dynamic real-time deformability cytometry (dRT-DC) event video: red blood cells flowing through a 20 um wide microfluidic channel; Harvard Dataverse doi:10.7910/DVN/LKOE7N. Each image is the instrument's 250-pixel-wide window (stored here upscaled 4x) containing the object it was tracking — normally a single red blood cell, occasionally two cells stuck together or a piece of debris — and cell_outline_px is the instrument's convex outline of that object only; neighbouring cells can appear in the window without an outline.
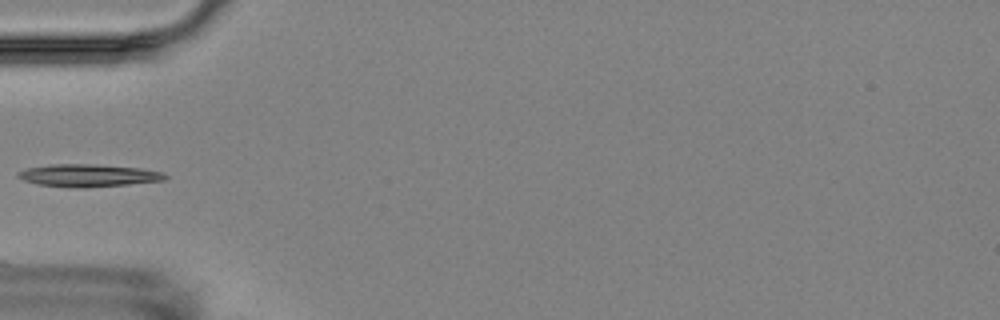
{"species": "Egyptian fruit bat (a non-hibernating species)", "species_latin": "Rousettus aegyptiacus", "temperature_condition": "room temperature", "stored_images_in_passage": 5, "camera_frame_rate_fps": 3000, "um_per_image_px": 0.085, "animal": {"sex": "female"}, "frame": {"image": 1, "passage_image": 5, "time_ms": 4.667, "image_size_px": [1000, 320], "cell_outline_px": [[168, 176], [164, 180], [128, 184], [84, 188], [80, 188], [36, 184], [24, 180], [16, 176], [16, 172], [28, 168], [52, 164], [88, 164], [140, 168], [164, 172]], "centroid_in_image_um": [7.49, 14.91], "position_along_channel_um": 77.5, "area_um2": 19.19}}